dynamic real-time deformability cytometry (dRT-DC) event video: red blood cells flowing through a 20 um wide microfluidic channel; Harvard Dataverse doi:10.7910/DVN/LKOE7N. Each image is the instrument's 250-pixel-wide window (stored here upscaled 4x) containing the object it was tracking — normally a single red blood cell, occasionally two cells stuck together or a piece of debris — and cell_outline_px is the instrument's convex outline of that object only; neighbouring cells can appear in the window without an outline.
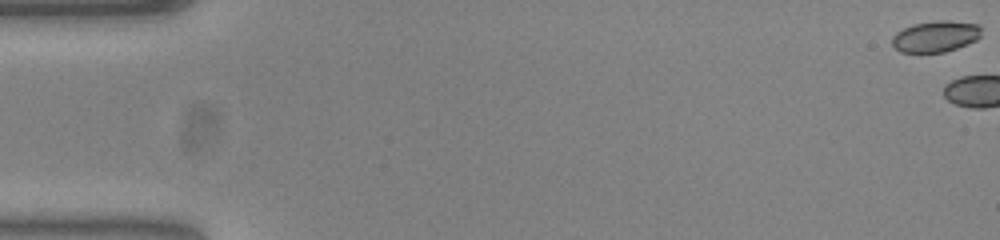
{"species": "common noctule bat (a hibernating species)", "species_latin": "Nyctalus noctula", "temperature_condition": "warm", "stored_images_in_passage": 3, "camera_frame_rate_fps": 3000, "um_per_image_px": 0.085, "animal": {"sex": "female", "body_mass_g": 23.0, "forearm_length_mm": 53.4}, "frame": {"image": 1, "passage_image": 1, "time_ms": 0.0, "image_size_px": [1000, 240], "cell_outline_px": [[980, 36], [976, 40], [968, 44], [944, 52], [900, 52], [892, 44], [892, 36], [896, 32], [912, 24], [940, 20], [948, 20], [980, 24]], "centroid_in_image_um": [79.52, 3.09], "position_along_channel_um": 5.5, "area_um2": 16.24}}